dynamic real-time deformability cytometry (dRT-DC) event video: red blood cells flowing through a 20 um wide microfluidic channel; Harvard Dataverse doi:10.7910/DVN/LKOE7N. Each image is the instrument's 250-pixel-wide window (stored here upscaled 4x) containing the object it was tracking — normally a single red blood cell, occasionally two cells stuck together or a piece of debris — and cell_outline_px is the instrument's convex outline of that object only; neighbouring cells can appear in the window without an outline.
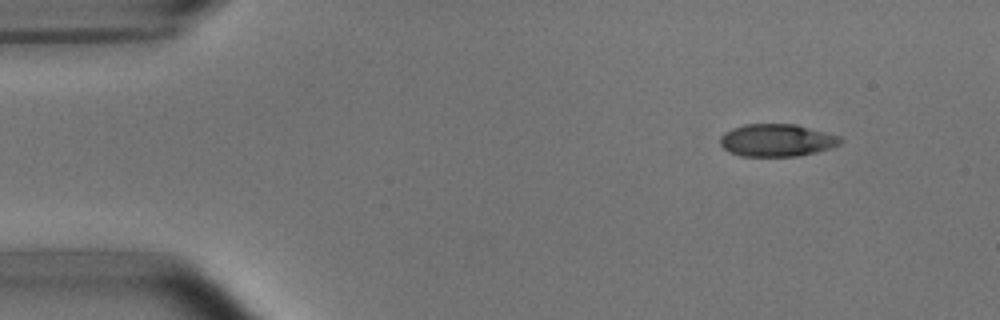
{"species": "common noctule bat (a hibernating species)", "species_latin": "Nyctalus noctula", "temperature_condition": "room temperature", "stored_images_in_passage": 47, "camera_frame_rate_fps": 3000, "um_per_image_px": 0.085, "animal": {"sex": "male", "body_mass_g": 15.6}, "frame": {"image": 1, "passage_image": 1, "time_ms": 0.0, "image_size_px": [1000, 320], "cell_outline_px": [[844, 140], [840, 144], [816, 152], [796, 156], [740, 156], [728, 152], [720, 144], [720, 136], [724, 132], [732, 128], [744, 124], [796, 124], [840, 136]], "centroid_in_image_um": [66.0, 11.92], "position_along_channel_um": 19.0, "area_um2": 22.83}}
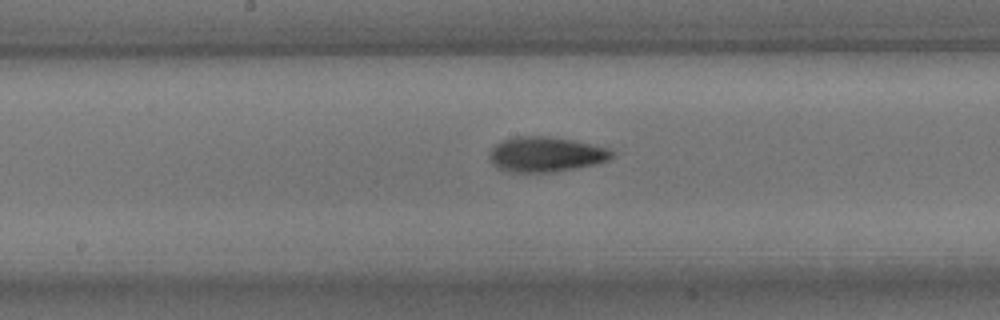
{"frame": {"image": 2, "passage_image": 22, "time_ms": 7.0, "image_size_px": [1000, 320], "cell_outline_px": [[616, 152], [608, 160], [596, 164], [576, 168], [552, 172], [512, 172], [500, 168], [492, 164], [488, 160], [488, 152], [500, 140], [516, 136], [548, 136], [572, 140], [592, 144], [608, 148]], "centroid_in_image_um": [46.37, 13.11], "position_along_channel_um": 201.8, "area_um2": 25.2}}
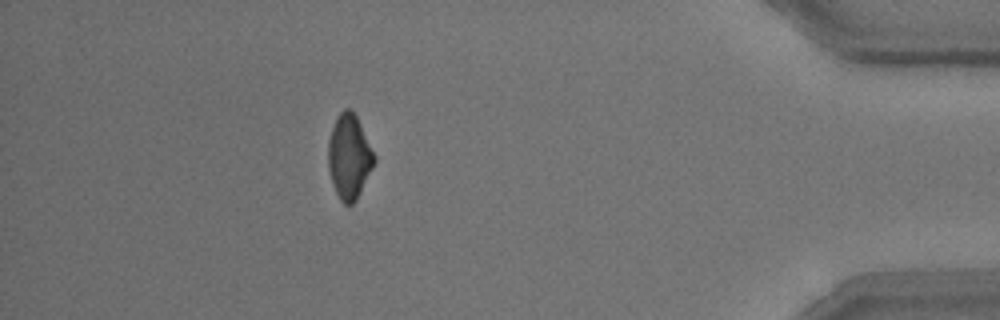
{"frame": {"image": 3, "passage_image": 42, "time_ms": 13.667, "image_size_px": [1000, 320], "cell_outline_px": [[376, 160], [356, 200], [352, 204], [344, 204], [340, 200], [332, 184], [328, 172], [328, 140], [336, 116], [344, 108], [348, 108], [356, 116], [376, 156]], "centroid_in_image_um": [29.66, 13.32], "position_along_channel_um": 405.5, "area_um2": 22.6}, "authors_computed_cell_mechanics": {"area_um2": 23.2356, "velocity_mm_per_s": 3.7895, "shape_relaxation_time_tau1_ms": 3.8062, "shape_relaxation_time_tau2_ms": 3.1469, "deformation_change_tau1": 0.1452, "deformation_change_tau2": 0.0738}}